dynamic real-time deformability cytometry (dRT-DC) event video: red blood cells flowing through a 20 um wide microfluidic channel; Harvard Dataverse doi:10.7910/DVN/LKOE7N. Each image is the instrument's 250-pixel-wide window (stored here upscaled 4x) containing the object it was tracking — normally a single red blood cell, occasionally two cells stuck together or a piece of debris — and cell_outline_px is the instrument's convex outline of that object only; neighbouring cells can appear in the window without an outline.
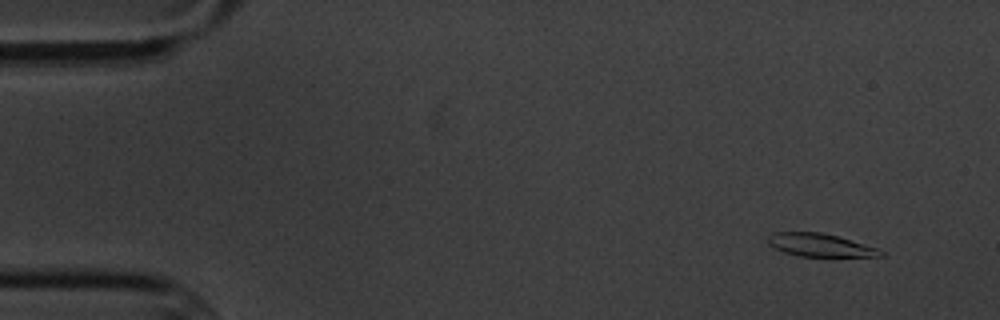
{"species": "common noctule bat (a hibernating species)", "species_latin": "Nyctalus noctula", "temperature_condition": "cold", "stored_images_in_passage": 9, "camera_frame_rate_fps": 3000, "um_per_image_px": 0.085, "animal": {"sex": "male", "body_mass_g": 20.1, "forearm_length_mm": 53.5}, "frame": {"image": 1, "passage_image": 2, "time_ms": 1.0, "image_size_px": [1000, 320], "cell_outline_px": [[884, 256], [800, 256], [784, 252], [768, 244], [768, 236], [772, 232], [820, 232], [836, 236], [876, 248], [884, 252]], "centroid_in_image_um": [69.65, 20.83], "position_along_channel_um": 15.3, "area_um2": 14.74}}
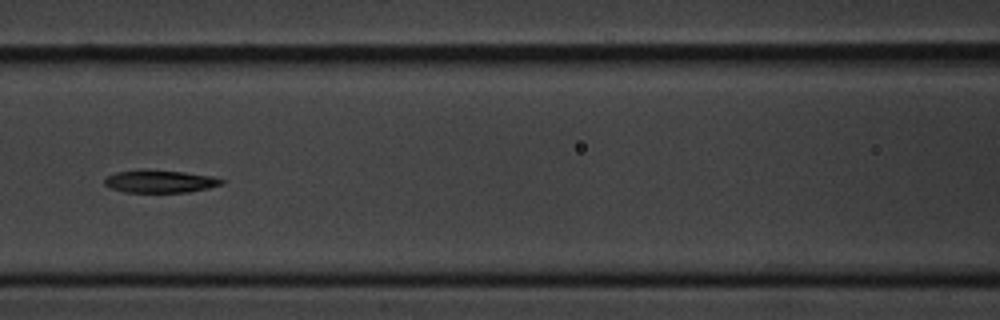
{"frame": {"image": 2, "passage_image": 7, "time_ms": 8.0, "image_size_px": [1000, 320], "cell_outline_px": [[224, 184], [208, 188], [188, 192], [124, 192], [108, 188], [104, 184], [104, 180], [108, 176], [116, 172], [140, 168], [144, 168], [184, 172], [212, 176], [224, 180]], "centroid_in_image_um": [13.56, 15.4], "position_along_channel_um": 153.0, "area_um2": 15.78}}
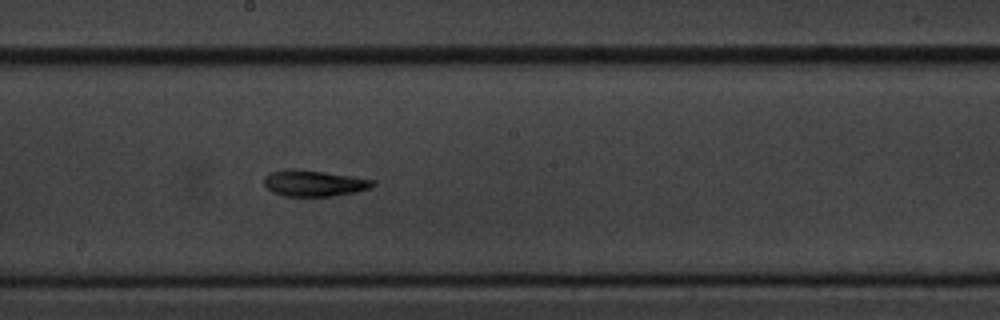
{"frame": {"image": 3, "passage_image": 9, "time_ms": 10.0, "image_size_px": [1000, 320], "cell_outline_px": [[376, 184], [368, 188], [356, 192], [332, 196], [284, 196], [272, 192], [264, 184], [264, 180], [272, 172], [288, 168], [324, 172], [372, 180]], "centroid_in_image_um": [26.66, 15.58], "position_along_channel_um": 221.5, "area_um2": 16.18}}